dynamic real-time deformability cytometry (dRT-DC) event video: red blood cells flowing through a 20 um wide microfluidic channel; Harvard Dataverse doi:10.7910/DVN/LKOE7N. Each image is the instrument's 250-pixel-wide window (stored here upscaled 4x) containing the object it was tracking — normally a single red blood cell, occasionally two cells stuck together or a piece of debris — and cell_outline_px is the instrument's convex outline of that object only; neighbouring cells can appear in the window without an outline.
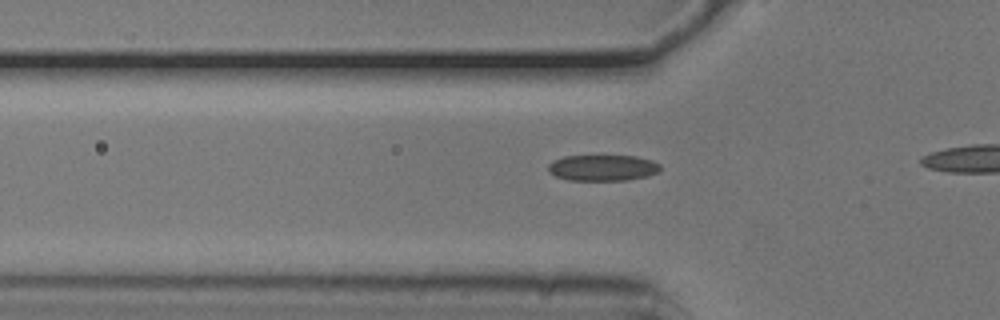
{"species": "common noctule bat (a hibernating species)", "species_latin": "Nyctalus noctula", "temperature_condition": "cold", "stored_images_in_passage": 13, "camera_frame_rate_fps": 3000, "um_per_image_px": 0.085, "animal": {"sex": "male", "body_mass_g": 20.5, "forearm_length_mm": 52.5}, "frame": {"image": 1, "passage_image": 10, "time_ms": 3.0, "image_size_px": [1000, 320], "cell_outline_px": [[660, 172], [648, 176], [624, 180], [568, 180], [556, 176], [548, 172], [548, 164], [552, 160], [564, 156], [636, 156], [652, 160], [660, 164]], "centroid_in_image_um": [51.22, 14.26], "position_along_channel_um": 74.6, "area_um2": 17.11}}